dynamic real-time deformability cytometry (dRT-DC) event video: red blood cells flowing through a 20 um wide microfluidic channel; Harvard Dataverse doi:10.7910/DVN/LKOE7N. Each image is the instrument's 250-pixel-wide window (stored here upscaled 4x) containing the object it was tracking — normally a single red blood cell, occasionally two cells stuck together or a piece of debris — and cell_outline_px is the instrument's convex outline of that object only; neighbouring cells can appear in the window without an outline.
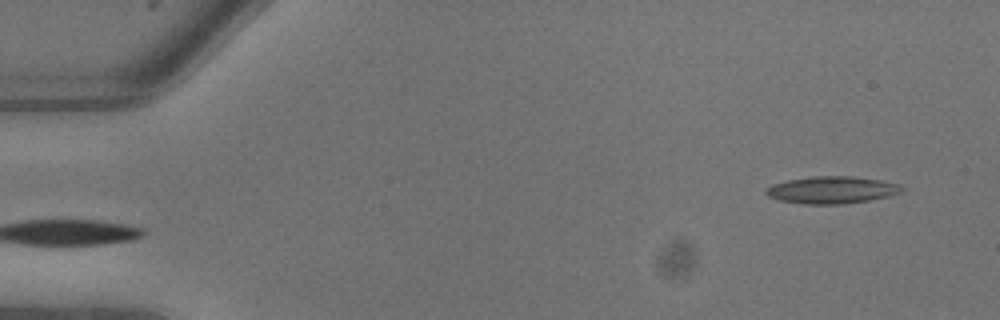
{"species": "common noctule bat (a hibernating species)", "species_latin": "Nyctalus noctula", "temperature_condition": "warm", "stored_images_in_passage": 2, "camera_frame_rate_fps": 3000, "um_per_image_px": 0.085, "animal": {"sex": "male", "body_mass_g": 13.3}, "frame": {"image": 1, "passage_image": 2, "time_ms": 0.333, "image_size_px": [1000, 320], "cell_outline_px": [[904, 188], [900, 192], [888, 196], [868, 200], [844, 204], [804, 204], [780, 200], [768, 196], [764, 192], [772, 184], [788, 180], [816, 176], [852, 176], [880, 180], [900, 184]], "centroid_in_image_um": [70.71, 16.14], "position_along_channel_um": 14.3, "area_um2": 21.33}}